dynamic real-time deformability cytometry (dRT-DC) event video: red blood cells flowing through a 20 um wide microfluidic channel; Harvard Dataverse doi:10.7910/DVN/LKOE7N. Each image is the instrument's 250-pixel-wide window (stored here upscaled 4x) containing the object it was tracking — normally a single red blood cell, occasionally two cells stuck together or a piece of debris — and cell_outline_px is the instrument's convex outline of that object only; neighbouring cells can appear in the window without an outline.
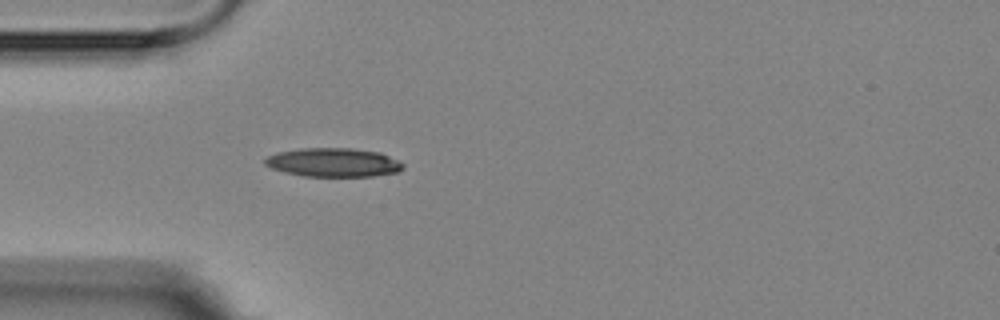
{"species": "Egyptian fruit bat (a non-hibernating species)", "species_latin": "Rousettus aegyptiacus", "temperature_condition": "room temperature", "stored_images_in_passage": 3, "camera_frame_rate_fps": 3000, "um_per_image_px": 0.085, "animal": {"sex": "female"}, "frame": {"image": 1, "passage_image": 3, "time_ms": 3.0, "image_size_px": [1000, 320], "cell_outline_px": [[404, 168], [400, 172], [372, 176], [304, 176], [284, 172], [272, 168], [264, 164], [264, 160], [268, 156], [276, 152], [300, 148], [352, 148], [380, 152], [400, 160], [404, 164]], "centroid_in_image_um": [28.37, 13.8], "position_along_channel_um": 56.6, "area_um2": 23.41}}